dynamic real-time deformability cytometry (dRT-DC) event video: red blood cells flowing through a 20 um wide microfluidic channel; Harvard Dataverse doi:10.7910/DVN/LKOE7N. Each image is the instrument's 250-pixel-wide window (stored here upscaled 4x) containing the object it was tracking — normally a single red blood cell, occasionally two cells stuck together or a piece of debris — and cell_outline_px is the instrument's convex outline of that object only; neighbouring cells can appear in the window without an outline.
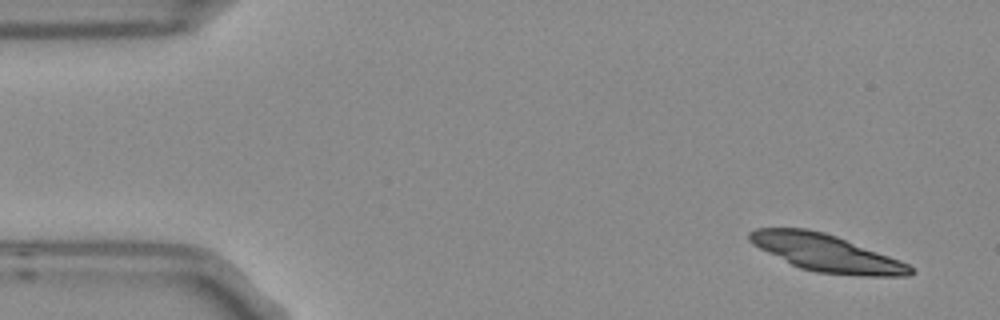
{"species": "Egyptian fruit bat (a non-hibernating species)", "species_latin": "Rousettus aegyptiacus", "temperature_condition": "room temperature", "stored_images_in_passage": 4, "camera_frame_rate_fps": 3000, "um_per_image_px": 0.085, "frame": {"image": 1, "passage_image": 1, "time_ms": 0.0, "image_size_px": [1000, 320], "cell_outline_px": [[916, 272], [908, 276], [860, 276], [816, 272], [800, 268], [752, 244], [748, 240], [748, 232], [756, 228], [808, 228], [824, 232], [836, 236], [900, 260], [908, 264]], "centroid_in_image_um": [70.24, 21.5], "position_along_channel_um": 14.8, "area_um2": 34.51}}